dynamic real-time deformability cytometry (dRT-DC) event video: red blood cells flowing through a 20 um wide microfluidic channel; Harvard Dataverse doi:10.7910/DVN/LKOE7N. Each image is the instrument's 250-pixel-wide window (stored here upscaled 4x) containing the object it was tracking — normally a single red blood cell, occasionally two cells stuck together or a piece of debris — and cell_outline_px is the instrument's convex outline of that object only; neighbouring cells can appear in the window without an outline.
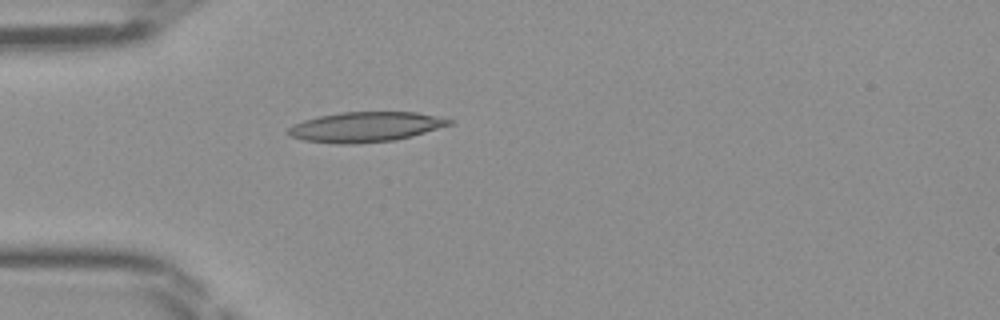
{"species": "Egyptian fruit bat (a non-hibernating species)", "species_latin": "Rousettus aegyptiacus", "temperature_condition": "room temperature", "stored_images_in_passage": 46, "camera_frame_rate_fps": 3000, "um_per_image_px": 0.085, "frame": {"image": 1, "passage_image": 13, "time_ms": 4.0, "image_size_px": [1000, 320], "cell_outline_px": [[452, 124], [412, 136], [396, 140], [356, 144], [336, 144], [304, 140], [292, 136], [288, 132], [288, 128], [292, 124], [304, 120], [320, 116], [340, 112], [416, 112], [436, 116], [452, 120]], "centroid_in_image_um": [31.06, 10.79], "position_along_channel_um": 53.9, "area_um2": 28.09}}
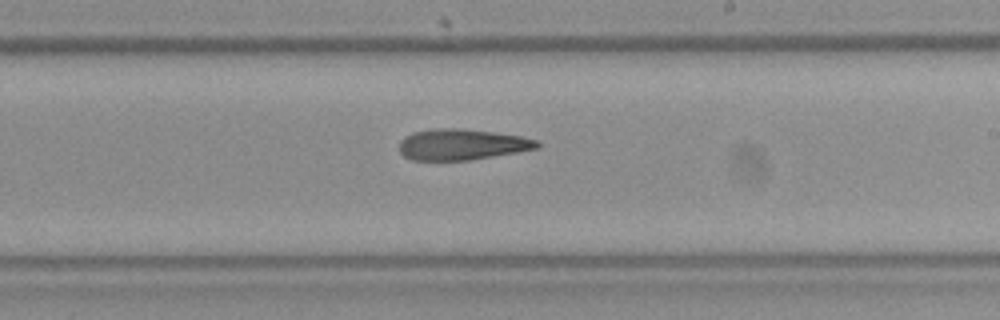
{"frame": {"image": 2, "passage_image": 27, "time_ms": 8.667, "image_size_px": [1000, 320], "cell_outline_px": [[540, 148], [468, 160], [412, 160], [404, 156], [400, 152], [400, 140], [404, 136], [412, 132], [432, 128], [460, 128], [492, 132], [520, 136], [540, 140]], "centroid_in_image_um": [39.24, 12.27], "position_along_channel_um": 249.8, "area_um2": 24.91}}
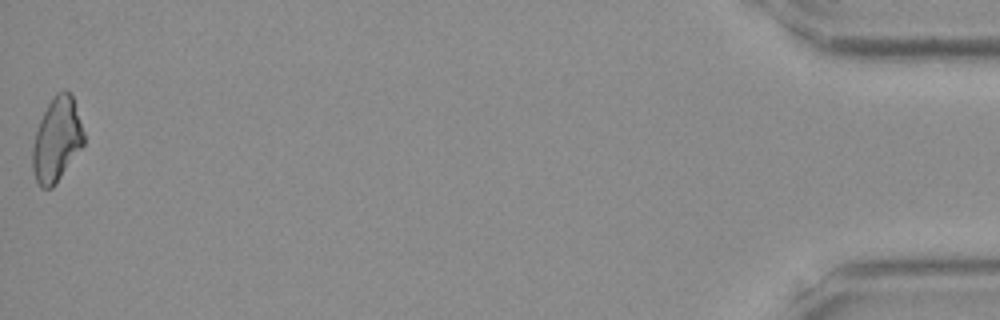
{"frame": {"image": 3, "passage_image": 46, "time_ms": 15.0, "image_size_px": [1000, 320], "cell_outline_px": [[84, 144], [56, 184], [52, 188], [40, 188], [36, 184], [32, 168], [32, 148], [36, 132], [40, 120], [48, 104], [56, 92], [64, 88], [72, 96], [84, 132]], "centroid_in_image_um": [4.81, 11.9], "position_along_channel_um": 430.4, "area_um2": 25.09}}